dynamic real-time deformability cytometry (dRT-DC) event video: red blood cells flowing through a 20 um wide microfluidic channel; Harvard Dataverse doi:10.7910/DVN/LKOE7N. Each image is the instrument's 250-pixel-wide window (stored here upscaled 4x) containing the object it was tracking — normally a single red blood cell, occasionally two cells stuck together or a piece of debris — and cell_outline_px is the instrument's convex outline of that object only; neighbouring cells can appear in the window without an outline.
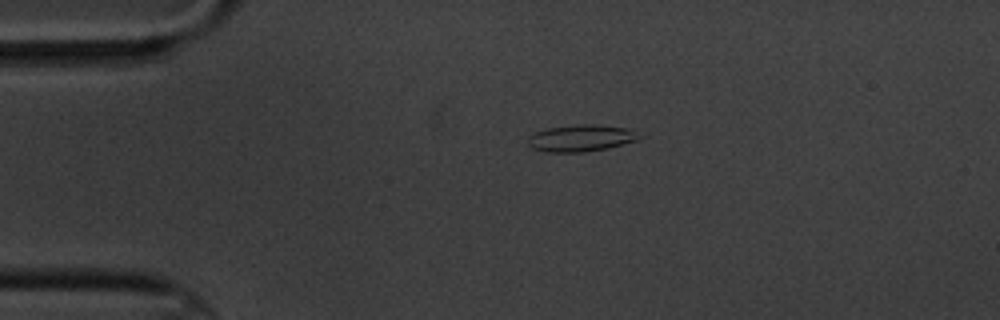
{"species": "common noctule bat (a hibernating species)", "species_latin": "Nyctalus noctula", "temperature_condition": "cold", "stored_images_in_passage": 4, "camera_frame_rate_fps": 3000, "um_per_image_px": 0.085, "animal": {"sex": "male", "body_mass_g": 20.1, "forearm_length_mm": 53.5}, "frame": {"image": 1, "passage_image": 3, "time_ms": 3.333, "image_size_px": [1000, 320], "cell_outline_px": [[644, 136], [636, 140], [608, 148], [584, 152], [548, 152], [532, 148], [528, 144], [528, 136], [536, 132], [548, 128], [576, 124], [596, 124], [628, 128]], "centroid_in_image_um": [49.39, 11.73], "position_along_channel_um": 35.6, "area_um2": 17.4}}